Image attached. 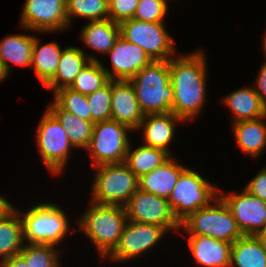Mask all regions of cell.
Instances as JSON below:
<instances>
[{"mask_svg": "<svg viewBox=\"0 0 266 267\" xmlns=\"http://www.w3.org/2000/svg\"><path fill=\"white\" fill-rule=\"evenodd\" d=\"M78 218L79 229L93 242L98 255L105 260L117 245L128 221L125 208L89 202Z\"/></svg>", "mask_w": 266, "mask_h": 267, "instance_id": "obj_2", "label": "cell"}, {"mask_svg": "<svg viewBox=\"0 0 266 267\" xmlns=\"http://www.w3.org/2000/svg\"><path fill=\"white\" fill-rule=\"evenodd\" d=\"M110 81L102 63L90 61L77 74L75 81L69 88L83 95H89L102 88Z\"/></svg>", "mask_w": 266, "mask_h": 267, "instance_id": "obj_31", "label": "cell"}, {"mask_svg": "<svg viewBox=\"0 0 266 267\" xmlns=\"http://www.w3.org/2000/svg\"><path fill=\"white\" fill-rule=\"evenodd\" d=\"M90 201L103 205L125 206L139 189V178L125 163L101 164L95 167Z\"/></svg>", "mask_w": 266, "mask_h": 267, "instance_id": "obj_5", "label": "cell"}, {"mask_svg": "<svg viewBox=\"0 0 266 267\" xmlns=\"http://www.w3.org/2000/svg\"><path fill=\"white\" fill-rule=\"evenodd\" d=\"M62 50L54 40L41 45L40 39L35 37L30 68L34 70V74L43 86L54 77Z\"/></svg>", "mask_w": 266, "mask_h": 267, "instance_id": "obj_25", "label": "cell"}, {"mask_svg": "<svg viewBox=\"0 0 266 267\" xmlns=\"http://www.w3.org/2000/svg\"><path fill=\"white\" fill-rule=\"evenodd\" d=\"M35 36L28 34L6 35L0 40V63L10 75L11 64L31 67Z\"/></svg>", "mask_w": 266, "mask_h": 267, "instance_id": "obj_23", "label": "cell"}, {"mask_svg": "<svg viewBox=\"0 0 266 267\" xmlns=\"http://www.w3.org/2000/svg\"><path fill=\"white\" fill-rule=\"evenodd\" d=\"M47 109L62 124L73 147L85 150L92 138L94 122L82 120L80 117L63 110L54 100L47 106Z\"/></svg>", "mask_w": 266, "mask_h": 267, "instance_id": "obj_26", "label": "cell"}, {"mask_svg": "<svg viewBox=\"0 0 266 267\" xmlns=\"http://www.w3.org/2000/svg\"><path fill=\"white\" fill-rule=\"evenodd\" d=\"M254 82V90L259 96L261 102L266 106V61L261 65L258 76Z\"/></svg>", "mask_w": 266, "mask_h": 267, "instance_id": "obj_38", "label": "cell"}, {"mask_svg": "<svg viewBox=\"0 0 266 267\" xmlns=\"http://www.w3.org/2000/svg\"><path fill=\"white\" fill-rule=\"evenodd\" d=\"M127 219L139 223L154 224L168 231H180L168 199L138 189L124 206Z\"/></svg>", "mask_w": 266, "mask_h": 267, "instance_id": "obj_13", "label": "cell"}, {"mask_svg": "<svg viewBox=\"0 0 266 267\" xmlns=\"http://www.w3.org/2000/svg\"><path fill=\"white\" fill-rule=\"evenodd\" d=\"M143 117L131 82L111 80V120L137 131Z\"/></svg>", "mask_w": 266, "mask_h": 267, "instance_id": "obj_16", "label": "cell"}, {"mask_svg": "<svg viewBox=\"0 0 266 267\" xmlns=\"http://www.w3.org/2000/svg\"><path fill=\"white\" fill-rule=\"evenodd\" d=\"M243 189L249 194L266 201V167L260 169Z\"/></svg>", "mask_w": 266, "mask_h": 267, "instance_id": "obj_37", "label": "cell"}, {"mask_svg": "<svg viewBox=\"0 0 266 267\" xmlns=\"http://www.w3.org/2000/svg\"><path fill=\"white\" fill-rule=\"evenodd\" d=\"M171 156L161 166L139 178V189L168 199L181 173L186 169Z\"/></svg>", "mask_w": 266, "mask_h": 267, "instance_id": "obj_19", "label": "cell"}, {"mask_svg": "<svg viewBox=\"0 0 266 267\" xmlns=\"http://www.w3.org/2000/svg\"><path fill=\"white\" fill-rule=\"evenodd\" d=\"M266 267V252L254 235L238 238L231 249L230 267Z\"/></svg>", "mask_w": 266, "mask_h": 267, "instance_id": "obj_29", "label": "cell"}, {"mask_svg": "<svg viewBox=\"0 0 266 267\" xmlns=\"http://www.w3.org/2000/svg\"><path fill=\"white\" fill-rule=\"evenodd\" d=\"M207 60L203 50L174 56L169 60L170 82L174 89L171 112L183 121L193 120L206 104Z\"/></svg>", "mask_w": 266, "mask_h": 267, "instance_id": "obj_1", "label": "cell"}, {"mask_svg": "<svg viewBox=\"0 0 266 267\" xmlns=\"http://www.w3.org/2000/svg\"><path fill=\"white\" fill-rule=\"evenodd\" d=\"M166 233L168 230L158 225L128 220L117 245L107 257L115 263L134 260L161 243Z\"/></svg>", "mask_w": 266, "mask_h": 267, "instance_id": "obj_11", "label": "cell"}, {"mask_svg": "<svg viewBox=\"0 0 266 267\" xmlns=\"http://www.w3.org/2000/svg\"><path fill=\"white\" fill-rule=\"evenodd\" d=\"M257 239L260 241L263 250L266 252V233L261 231L255 235Z\"/></svg>", "mask_w": 266, "mask_h": 267, "instance_id": "obj_41", "label": "cell"}, {"mask_svg": "<svg viewBox=\"0 0 266 267\" xmlns=\"http://www.w3.org/2000/svg\"><path fill=\"white\" fill-rule=\"evenodd\" d=\"M266 31V30H265ZM264 40H263V45H262V48H263V51L265 53V58H266V32H265V35H264ZM266 60V59H265Z\"/></svg>", "mask_w": 266, "mask_h": 267, "instance_id": "obj_43", "label": "cell"}, {"mask_svg": "<svg viewBox=\"0 0 266 267\" xmlns=\"http://www.w3.org/2000/svg\"><path fill=\"white\" fill-rule=\"evenodd\" d=\"M8 73L6 72L5 68L2 66L0 63V82L3 81L4 79H7Z\"/></svg>", "mask_w": 266, "mask_h": 267, "instance_id": "obj_42", "label": "cell"}, {"mask_svg": "<svg viewBox=\"0 0 266 267\" xmlns=\"http://www.w3.org/2000/svg\"><path fill=\"white\" fill-rule=\"evenodd\" d=\"M36 134L38 151L46 169L53 176L63 174L71 149L75 148L62 124L48 109L40 118Z\"/></svg>", "mask_w": 266, "mask_h": 267, "instance_id": "obj_8", "label": "cell"}, {"mask_svg": "<svg viewBox=\"0 0 266 267\" xmlns=\"http://www.w3.org/2000/svg\"><path fill=\"white\" fill-rule=\"evenodd\" d=\"M79 35L94 52L106 55L120 36V26L111 19L90 21L82 27Z\"/></svg>", "mask_w": 266, "mask_h": 267, "instance_id": "obj_24", "label": "cell"}, {"mask_svg": "<svg viewBox=\"0 0 266 267\" xmlns=\"http://www.w3.org/2000/svg\"><path fill=\"white\" fill-rule=\"evenodd\" d=\"M163 1L168 5L169 1L171 0H163Z\"/></svg>", "mask_w": 266, "mask_h": 267, "instance_id": "obj_44", "label": "cell"}, {"mask_svg": "<svg viewBox=\"0 0 266 267\" xmlns=\"http://www.w3.org/2000/svg\"><path fill=\"white\" fill-rule=\"evenodd\" d=\"M110 57V69L102 63L110 80H130L142 68L149 65L153 60L140 46L125 40L119 36L114 46L107 53Z\"/></svg>", "mask_w": 266, "mask_h": 267, "instance_id": "obj_15", "label": "cell"}, {"mask_svg": "<svg viewBox=\"0 0 266 267\" xmlns=\"http://www.w3.org/2000/svg\"><path fill=\"white\" fill-rule=\"evenodd\" d=\"M181 122L184 121L172 112L146 114L137 131L143 132L144 145L163 149L172 156L169 145L175 139V126Z\"/></svg>", "mask_w": 266, "mask_h": 267, "instance_id": "obj_17", "label": "cell"}, {"mask_svg": "<svg viewBox=\"0 0 266 267\" xmlns=\"http://www.w3.org/2000/svg\"><path fill=\"white\" fill-rule=\"evenodd\" d=\"M92 122L111 120V80L102 88L86 95Z\"/></svg>", "mask_w": 266, "mask_h": 267, "instance_id": "obj_34", "label": "cell"}, {"mask_svg": "<svg viewBox=\"0 0 266 267\" xmlns=\"http://www.w3.org/2000/svg\"><path fill=\"white\" fill-rule=\"evenodd\" d=\"M223 103L233 113L232 123L266 116V106L253 87H241L225 95Z\"/></svg>", "mask_w": 266, "mask_h": 267, "instance_id": "obj_22", "label": "cell"}, {"mask_svg": "<svg viewBox=\"0 0 266 267\" xmlns=\"http://www.w3.org/2000/svg\"><path fill=\"white\" fill-rule=\"evenodd\" d=\"M144 115L171 112L174 89L169 61H152L129 80Z\"/></svg>", "mask_w": 266, "mask_h": 267, "instance_id": "obj_3", "label": "cell"}, {"mask_svg": "<svg viewBox=\"0 0 266 267\" xmlns=\"http://www.w3.org/2000/svg\"><path fill=\"white\" fill-rule=\"evenodd\" d=\"M61 251L57 246L49 244L25 243L19 254L30 267H62Z\"/></svg>", "mask_w": 266, "mask_h": 267, "instance_id": "obj_32", "label": "cell"}, {"mask_svg": "<svg viewBox=\"0 0 266 267\" xmlns=\"http://www.w3.org/2000/svg\"><path fill=\"white\" fill-rule=\"evenodd\" d=\"M180 229L189 235L208 236L232 244L243 236L230 209L219 195L185 219Z\"/></svg>", "mask_w": 266, "mask_h": 267, "instance_id": "obj_6", "label": "cell"}, {"mask_svg": "<svg viewBox=\"0 0 266 267\" xmlns=\"http://www.w3.org/2000/svg\"><path fill=\"white\" fill-rule=\"evenodd\" d=\"M201 175L187 167L168 198L170 208L180 224L218 196L219 188Z\"/></svg>", "mask_w": 266, "mask_h": 267, "instance_id": "obj_7", "label": "cell"}, {"mask_svg": "<svg viewBox=\"0 0 266 267\" xmlns=\"http://www.w3.org/2000/svg\"><path fill=\"white\" fill-rule=\"evenodd\" d=\"M128 126L114 120L95 122L92 138L85 149L93 167L101 164L124 163L130 143Z\"/></svg>", "mask_w": 266, "mask_h": 267, "instance_id": "obj_10", "label": "cell"}, {"mask_svg": "<svg viewBox=\"0 0 266 267\" xmlns=\"http://www.w3.org/2000/svg\"><path fill=\"white\" fill-rule=\"evenodd\" d=\"M168 7L163 0H139L133 19L143 22H164Z\"/></svg>", "mask_w": 266, "mask_h": 267, "instance_id": "obj_35", "label": "cell"}, {"mask_svg": "<svg viewBox=\"0 0 266 267\" xmlns=\"http://www.w3.org/2000/svg\"><path fill=\"white\" fill-rule=\"evenodd\" d=\"M66 17L69 28L74 17L99 21L109 19L108 0H66Z\"/></svg>", "mask_w": 266, "mask_h": 267, "instance_id": "obj_30", "label": "cell"}, {"mask_svg": "<svg viewBox=\"0 0 266 267\" xmlns=\"http://www.w3.org/2000/svg\"><path fill=\"white\" fill-rule=\"evenodd\" d=\"M22 218L15 209L4 220H0V262L19 254L24 246Z\"/></svg>", "mask_w": 266, "mask_h": 267, "instance_id": "obj_28", "label": "cell"}, {"mask_svg": "<svg viewBox=\"0 0 266 267\" xmlns=\"http://www.w3.org/2000/svg\"><path fill=\"white\" fill-rule=\"evenodd\" d=\"M16 208L8 202L2 195H0V220H4L9 216Z\"/></svg>", "mask_w": 266, "mask_h": 267, "instance_id": "obj_40", "label": "cell"}, {"mask_svg": "<svg viewBox=\"0 0 266 267\" xmlns=\"http://www.w3.org/2000/svg\"><path fill=\"white\" fill-rule=\"evenodd\" d=\"M218 189V195L230 209L237 226L243 235H256L266 228V201L249 194L245 189L241 193H224Z\"/></svg>", "mask_w": 266, "mask_h": 267, "instance_id": "obj_14", "label": "cell"}, {"mask_svg": "<svg viewBox=\"0 0 266 267\" xmlns=\"http://www.w3.org/2000/svg\"><path fill=\"white\" fill-rule=\"evenodd\" d=\"M65 210L54 203H43L33 205L27 211L18 210L24 231L25 243L60 245L68 233H72L69 228V218Z\"/></svg>", "mask_w": 266, "mask_h": 267, "instance_id": "obj_4", "label": "cell"}, {"mask_svg": "<svg viewBox=\"0 0 266 267\" xmlns=\"http://www.w3.org/2000/svg\"><path fill=\"white\" fill-rule=\"evenodd\" d=\"M139 0H108L109 19L121 23L134 18Z\"/></svg>", "mask_w": 266, "mask_h": 267, "instance_id": "obj_36", "label": "cell"}, {"mask_svg": "<svg viewBox=\"0 0 266 267\" xmlns=\"http://www.w3.org/2000/svg\"><path fill=\"white\" fill-rule=\"evenodd\" d=\"M184 237L199 267H230L232 243L202 235Z\"/></svg>", "mask_w": 266, "mask_h": 267, "instance_id": "obj_18", "label": "cell"}, {"mask_svg": "<svg viewBox=\"0 0 266 267\" xmlns=\"http://www.w3.org/2000/svg\"><path fill=\"white\" fill-rule=\"evenodd\" d=\"M170 157L169 153L160 148L146 146L142 143L141 146L131 149L129 144L124 163L140 178L142 175L161 166Z\"/></svg>", "mask_w": 266, "mask_h": 267, "instance_id": "obj_27", "label": "cell"}, {"mask_svg": "<svg viewBox=\"0 0 266 267\" xmlns=\"http://www.w3.org/2000/svg\"><path fill=\"white\" fill-rule=\"evenodd\" d=\"M20 27L37 33H56L69 29L66 0H25Z\"/></svg>", "mask_w": 266, "mask_h": 267, "instance_id": "obj_12", "label": "cell"}, {"mask_svg": "<svg viewBox=\"0 0 266 267\" xmlns=\"http://www.w3.org/2000/svg\"><path fill=\"white\" fill-rule=\"evenodd\" d=\"M53 100L63 109L82 120L92 122L90 107L86 95L72 90L69 87L54 92Z\"/></svg>", "mask_w": 266, "mask_h": 267, "instance_id": "obj_33", "label": "cell"}, {"mask_svg": "<svg viewBox=\"0 0 266 267\" xmlns=\"http://www.w3.org/2000/svg\"><path fill=\"white\" fill-rule=\"evenodd\" d=\"M119 26L120 36L143 48L153 61H169L179 55L165 22H143L132 18L122 21Z\"/></svg>", "mask_w": 266, "mask_h": 267, "instance_id": "obj_9", "label": "cell"}, {"mask_svg": "<svg viewBox=\"0 0 266 267\" xmlns=\"http://www.w3.org/2000/svg\"><path fill=\"white\" fill-rule=\"evenodd\" d=\"M90 61H99V59L93 54L87 55L77 46L63 48L57 71L44 87L52 90L53 93L58 89L70 87L77 74Z\"/></svg>", "mask_w": 266, "mask_h": 267, "instance_id": "obj_20", "label": "cell"}, {"mask_svg": "<svg viewBox=\"0 0 266 267\" xmlns=\"http://www.w3.org/2000/svg\"><path fill=\"white\" fill-rule=\"evenodd\" d=\"M0 267H30L25 259L20 255H14L0 262Z\"/></svg>", "mask_w": 266, "mask_h": 267, "instance_id": "obj_39", "label": "cell"}, {"mask_svg": "<svg viewBox=\"0 0 266 267\" xmlns=\"http://www.w3.org/2000/svg\"><path fill=\"white\" fill-rule=\"evenodd\" d=\"M266 116L232 123L237 146L251 158H258L266 149Z\"/></svg>", "mask_w": 266, "mask_h": 267, "instance_id": "obj_21", "label": "cell"}]
</instances>
